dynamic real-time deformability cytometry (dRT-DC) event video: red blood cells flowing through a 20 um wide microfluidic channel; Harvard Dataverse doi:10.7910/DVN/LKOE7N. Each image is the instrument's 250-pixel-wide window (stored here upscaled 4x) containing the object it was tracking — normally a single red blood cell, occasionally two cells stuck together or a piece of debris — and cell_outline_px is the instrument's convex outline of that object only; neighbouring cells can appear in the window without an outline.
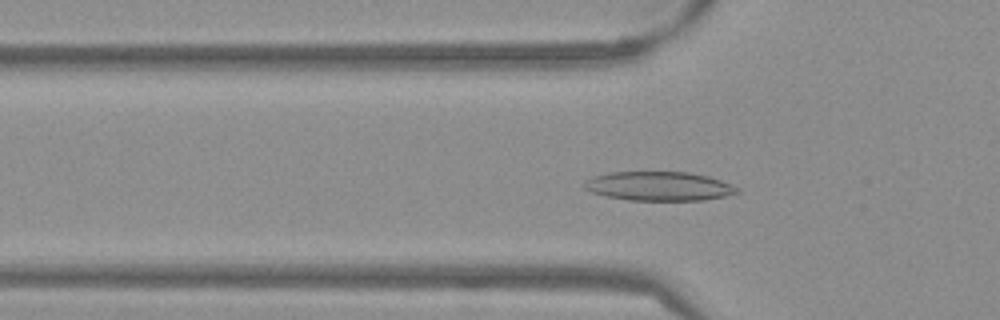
{"species": "Egyptian fruit bat (a non-hibernating species)", "species_latin": "Rousettus aegyptiacus", "temperature_condition": "warm", "stored_images_in_passage": 44, "camera_frame_rate_fps": 3000, "um_per_image_px": 0.085, "frame": {"image": 1, "passage_image": 8, "time_ms": 2.333, "image_size_px": [1000, 320], "cell_outline_px": [[740, 192], [724, 196], [704, 200], [628, 200], [604, 196], [592, 192], [584, 188], [584, 180], [592, 176], [612, 172], [688, 172], [708, 176], [732, 184], [740, 188]], "centroid_in_image_um": [56.0, 15.82], "position_along_channel_um": 69.8, "area_um2": 26.01}}
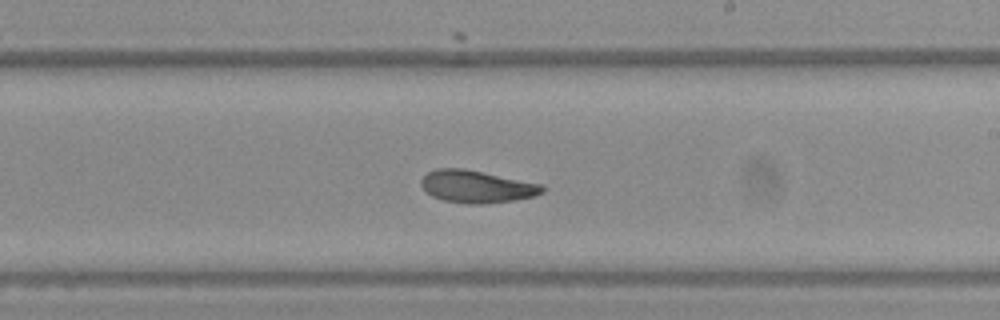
{"frame": {"image": 2, "passage_image": 22, "time_ms": 7.0, "image_size_px": [1000, 320], "cell_outline_px": [[544, 192], [532, 196], [512, 200], [484, 204], [468, 204], [444, 200], [432, 196], [420, 184], [420, 180], [428, 172], [436, 168], [464, 168], [544, 184]], "centroid_in_image_um": [40.52, 15.85], "position_along_channel_um": 248.5, "area_um2": 22.83}}
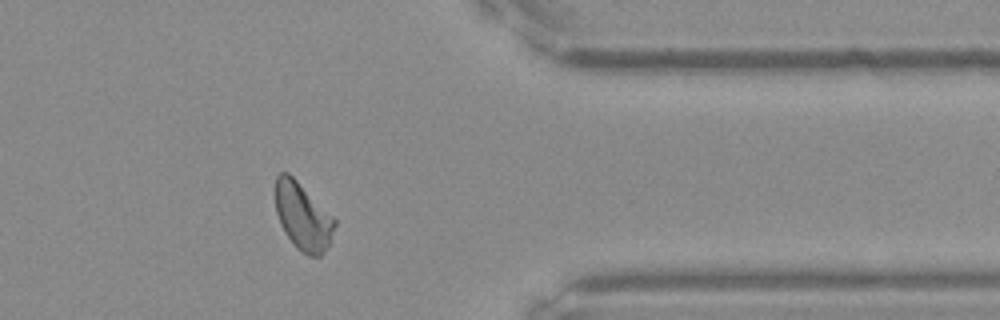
{"frame": {"image": 3, "passage_image": 34, "time_ms": 11.0, "image_size_px": [1000, 320], "cell_outline_px": [[336, 224], [328, 244], [324, 252], [320, 256], [308, 256], [296, 248], [284, 232], [280, 224], [276, 212], [276, 176], [280, 172], [288, 172], [336, 220]], "centroid_in_image_um": [25.72, 18.42], "position_along_channel_um": 385.7, "area_um2": 22.83}, "authors_computed_cell_mechanics": {"area_um2": 23.12, "velocity_mm_per_s": 3.8139, "shape_relaxation_time_tau1_ms": 3.2094, "shape_relaxation_time_tau2_ms": 1.4899, "deformation_change_tau1": 0.118, "deformation_change_tau2": 0.0598}}